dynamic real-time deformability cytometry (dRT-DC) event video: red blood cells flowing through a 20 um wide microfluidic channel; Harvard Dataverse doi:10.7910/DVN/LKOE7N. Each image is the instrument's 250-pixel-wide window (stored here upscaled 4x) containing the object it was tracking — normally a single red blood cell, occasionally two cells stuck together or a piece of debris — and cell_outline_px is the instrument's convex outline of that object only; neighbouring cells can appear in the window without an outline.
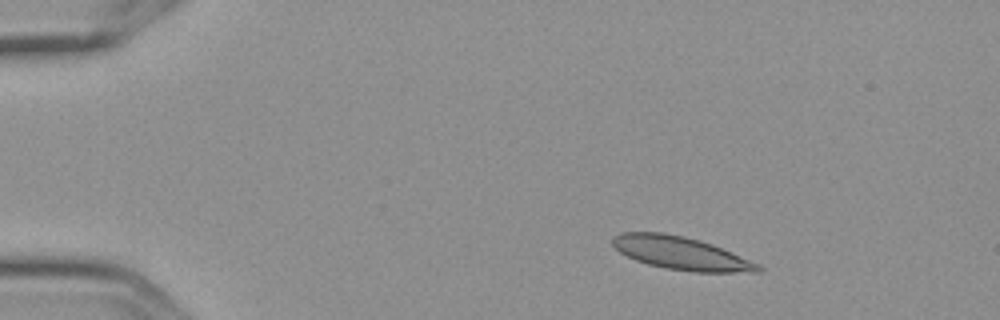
{"species": "Egyptian fruit bat (a non-hibernating species)", "species_latin": "Rousettus aegyptiacus", "temperature_condition": "cold", "stored_images_in_passage": 4, "camera_frame_rate_fps": 3000, "um_per_image_px": 0.085, "frame": {"image": 1, "passage_image": 2, "time_ms": 0.333, "image_size_px": [1000, 320], "cell_outline_px": [[764, 268], [760, 272], [692, 272], [664, 268], [648, 264], [636, 260], [620, 252], [612, 244], [612, 236], [620, 232], [664, 232], [684, 236], [700, 240], [712, 244], [760, 264]], "centroid_in_image_um": [57.88, 21.52], "position_along_channel_um": 27.1, "area_um2": 28.09}}